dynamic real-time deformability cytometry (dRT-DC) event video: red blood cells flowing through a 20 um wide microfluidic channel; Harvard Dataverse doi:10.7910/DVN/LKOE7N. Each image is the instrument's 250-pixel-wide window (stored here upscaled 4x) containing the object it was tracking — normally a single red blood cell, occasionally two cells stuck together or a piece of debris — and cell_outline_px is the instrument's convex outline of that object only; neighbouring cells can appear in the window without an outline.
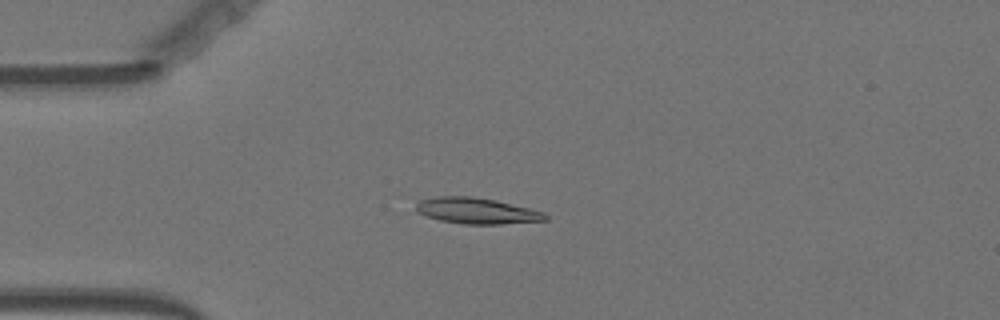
{"species": "Egyptian fruit bat (a non-hibernating species)", "species_latin": "Rousettus aegyptiacus", "temperature_condition": "warm", "stored_images_in_passage": 18, "camera_frame_rate_fps": 3000, "um_per_image_px": 0.085, "animal": {"sex": "female"}, "frame": {"image": 1, "passage_image": 1, "time_ms": 0.0, "image_size_px": [1000, 320], "cell_outline_px": [[548, 220], [500, 224], [464, 224], [440, 220], [416, 212], [416, 204], [420, 200], [436, 196], [472, 196], [496, 200], [544, 212], [548, 216]], "centroid_in_image_um": [40.51, 17.91], "position_along_channel_um": 44.5, "area_um2": 19.54}}
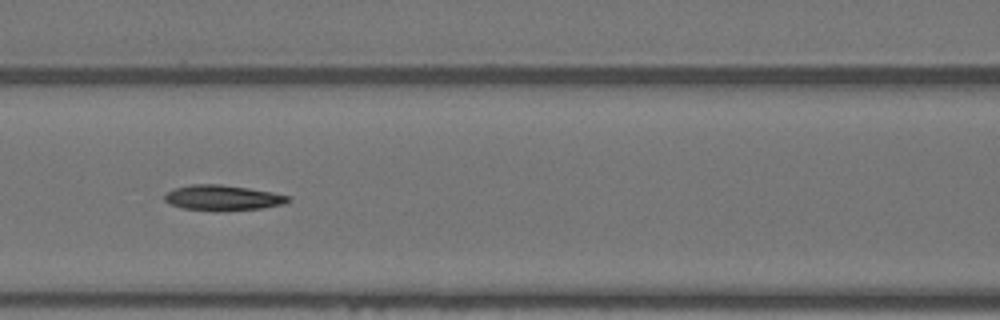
{"frame": {"image": 2, "passage_image": 11, "time_ms": 3.333, "image_size_px": [1000, 320], "cell_outline_px": [[292, 200], [284, 204], [264, 208], [220, 212], [212, 212], [180, 208], [168, 204], [164, 200], [164, 196], [168, 192], [176, 188], [192, 184], [220, 184], [248, 188], [272, 192], [288, 196]], "centroid_in_image_um": [18.92, 16.84], "position_along_channel_um": 147.7, "area_um2": 18.67}}
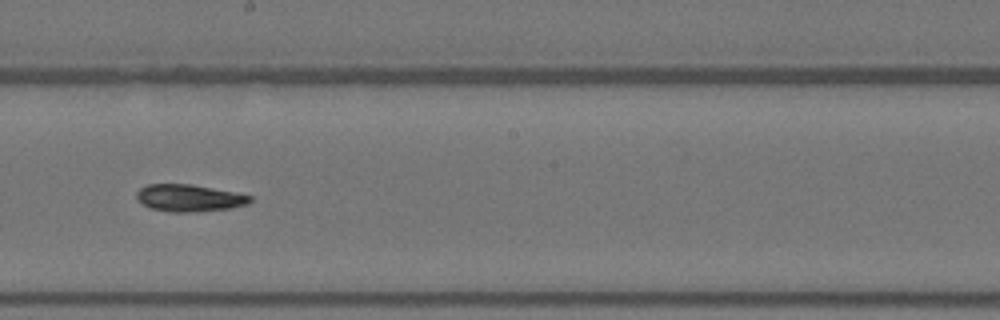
{"frame": {"image": 3, "passage_image": 18, "time_ms": 5.667, "image_size_px": [1000, 320], "cell_outline_px": [[660, 300], [648, 304], [536, 304], [516, 300], [544, 292], [652, 292]], "centroid_in_image_um": [50.3, 25.34], "position_along_channel_um": 197.9, "area_um2": 10.98}}